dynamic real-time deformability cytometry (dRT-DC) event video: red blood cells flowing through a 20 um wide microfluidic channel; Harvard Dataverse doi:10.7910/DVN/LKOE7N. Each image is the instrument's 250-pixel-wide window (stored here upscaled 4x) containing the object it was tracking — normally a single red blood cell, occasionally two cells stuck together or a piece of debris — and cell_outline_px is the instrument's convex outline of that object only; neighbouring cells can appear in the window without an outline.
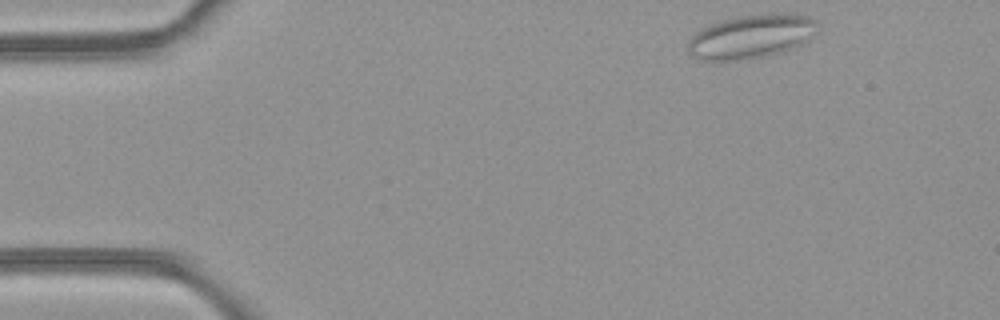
{"species": "common noctule bat (a hibernating species)", "species_latin": "Nyctalus noctula", "temperature_condition": "room temperature", "stored_images_in_passage": 8, "camera_frame_rate_fps": 3000, "um_per_image_px": 0.085, "animal": {"sex": "female", "body_mass_g": 21.9}, "frame": {"image": 1, "passage_image": 1, "time_ms": 0.0, "image_size_px": [1000, 320], "cell_outline_px": [[820, 32], [808, 40], [792, 48], [768, 56], [740, 60], [700, 60], [692, 56], [688, 52], [688, 40], [696, 32], [708, 24], [720, 20], [740, 16], [768, 12], [784, 12], [808, 16], [816, 20]], "centroid_in_image_um": [63.89, 3.08], "position_along_channel_um": 21.1, "area_um2": 33.76}}